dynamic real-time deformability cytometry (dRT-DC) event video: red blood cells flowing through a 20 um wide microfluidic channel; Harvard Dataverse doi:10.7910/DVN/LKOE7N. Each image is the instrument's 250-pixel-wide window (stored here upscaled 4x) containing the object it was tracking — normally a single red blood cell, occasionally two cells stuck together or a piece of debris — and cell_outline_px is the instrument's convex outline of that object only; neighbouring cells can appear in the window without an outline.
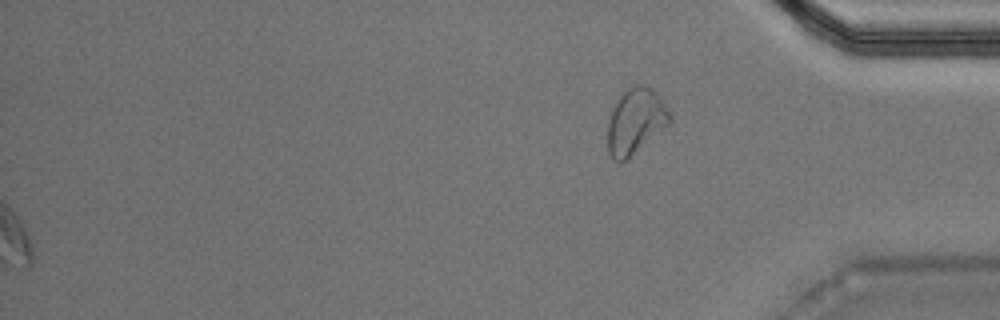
{"species": "Egyptian fruit bat (a non-hibernating species)", "species_latin": "Rousettus aegyptiacus", "temperature_condition": "warm", "stored_images_in_passage": 40, "segment_of_instrument_passage": [2, 2], "camera_frame_rate_fps": 3000, "um_per_image_px": 0.085, "animal": {"sex": "male"}, "frame": {"image": 1, "passage_image": 40, "time_ms": 13.0, "image_size_px": [1000, 320], "cell_outline_px": [[672, 120], [668, 124], [620, 164], [612, 160], [608, 152], [608, 120], [612, 108], [616, 100], [628, 88], [636, 84], [644, 84], [652, 88], [660, 96], [672, 112]], "centroid_in_image_um": [54.02, 10.27], "position_along_channel_um": 381.2, "area_um2": 23.76}}